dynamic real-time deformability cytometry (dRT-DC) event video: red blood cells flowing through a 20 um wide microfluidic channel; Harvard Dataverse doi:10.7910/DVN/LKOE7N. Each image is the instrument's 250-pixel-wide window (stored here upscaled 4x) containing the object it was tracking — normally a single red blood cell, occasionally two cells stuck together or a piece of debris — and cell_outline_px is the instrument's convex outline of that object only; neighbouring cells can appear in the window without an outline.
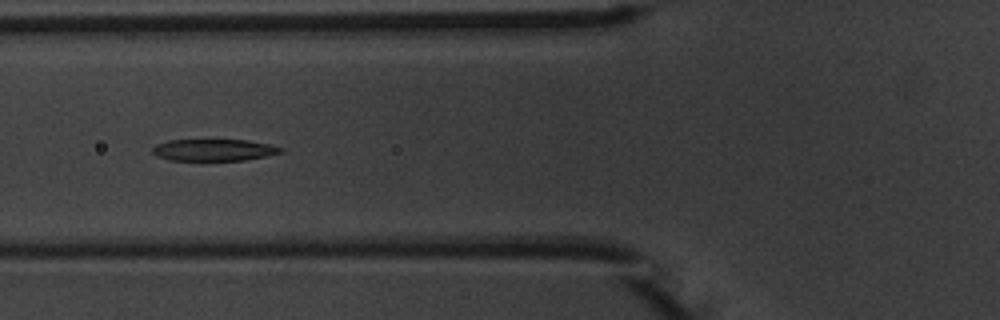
{"species": "common noctule bat (a hibernating species)", "species_latin": "Nyctalus noctula", "temperature_condition": "warm", "stored_images_in_passage": 7, "camera_frame_rate_fps": 3000, "um_per_image_px": 0.085, "animal": {"sex": "male", "body_mass_g": 20.1, "forearm_length_mm": 53.5}, "frame": {"image": 1, "passage_image": 4, "time_ms": 4.667, "image_size_px": [1000, 320], "cell_outline_px": [[284, 152], [268, 156], [244, 160], [200, 164], [168, 160], [156, 156], [152, 152], [152, 148], [156, 144], [168, 140], [248, 140], [268, 144], [284, 148]], "centroid_in_image_um": [18.13, 12.81], "position_along_channel_um": 107.7, "area_um2": 17.46}}
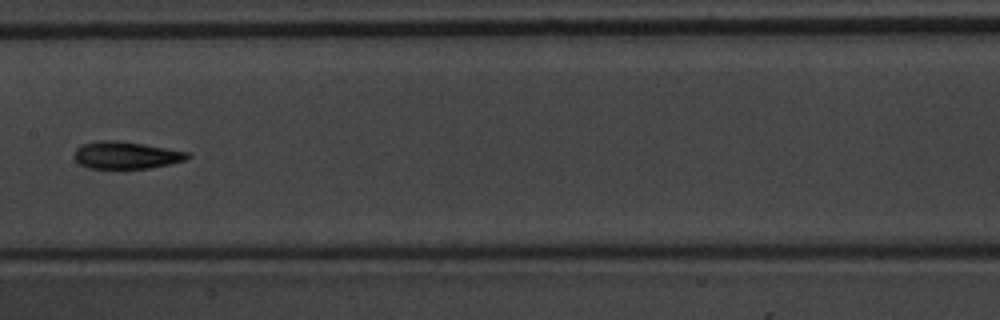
{"frame": {"image": 2, "passage_image": 6, "time_ms": 7.0, "image_size_px": [1000, 320], "cell_outline_px": [[192, 156], [184, 160], [168, 164], [148, 168], [88, 168], [80, 164], [76, 160], [76, 148], [80, 144], [100, 140], [116, 140], [188, 152]], "centroid_in_image_um": [10.68, 13.19], "position_along_channel_um": 196.7, "area_um2": 17.63}}
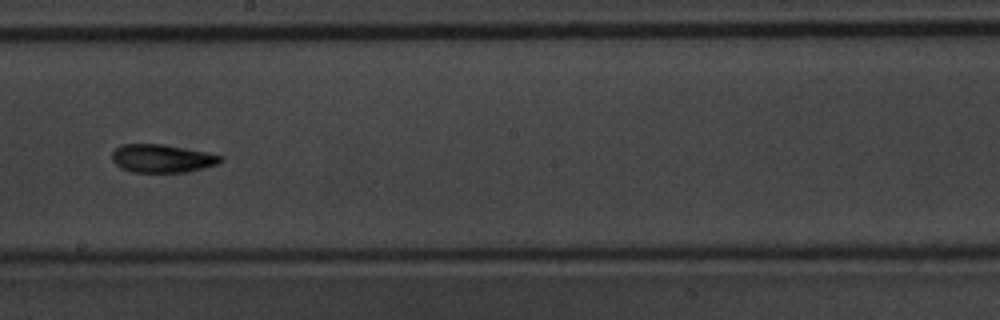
{"frame": {"image": 3, "passage_image": 7, "time_ms": 8.0, "image_size_px": [1000, 320], "cell_outline_px": [[224, 160], [220, 164], [204, 168], [184, 172], [132, 172], [120, 168], [112, 160], [112, 152], [120, 144], [164, 144], [208, 152], [224, 156]], "centroid_in_image_um": [13.81, 13.46], "position_along_channel_um": 234.4, "area_um2": 18.09}}